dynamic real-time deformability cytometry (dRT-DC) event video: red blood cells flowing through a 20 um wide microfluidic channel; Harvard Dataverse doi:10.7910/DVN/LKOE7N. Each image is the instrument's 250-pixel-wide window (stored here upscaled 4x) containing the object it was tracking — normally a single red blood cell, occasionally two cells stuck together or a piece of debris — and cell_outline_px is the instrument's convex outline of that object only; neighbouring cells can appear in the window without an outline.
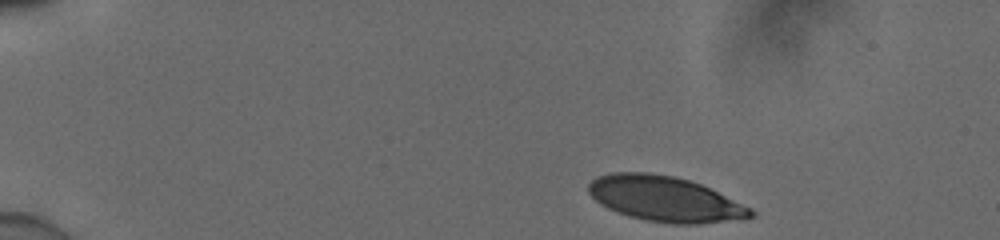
{"species": "human", "species_latin": "Homo sapiens", "temperature_condition": "cold", "stored_images_in_passage": 41, "camera_frame_rate_fps": 3000, "um_per_image_px": 0.085, "donor": {"sex": "male"}, "frame": {"image": 1, "passage_image": 1, "time_ms": 0.0, "image_size_px": [1000, 240], "cell_outline_px": [[756, 216], [696, 224], [672, 224], [648, 220], [628, 216], [616, 212], [600, 204], [588, 192], [588, 184], [596, 176], [612, 172], [648, 172], [676, 176], [700, 184], [752, 208], [756, 212]], "centroid_in_image_um": [56.48, 16.89], "position_along_channel_um": 28.5, "area_um2": 42.6}}
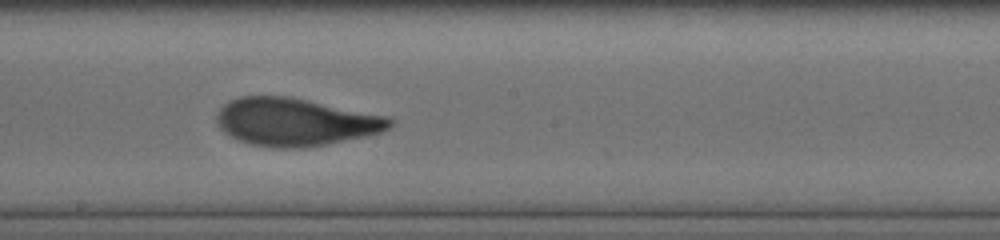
{"frame": {"image": 2, "passage_image": 24, "time_ms": 7.667, "image_size_px": [1000, 240], "cell_outline_px": [[396, 124], [380, 132], [364, 136], [328, 144], [300, 148], [276, 148], [248, 144], [236, 140], [224, 132], [216, 124], [216, 116], [220, 108], [228, 100], [240, 96], [288, 96], [392, 116], [396, 120]], "centroid_in_image_um": [25.12, 10.36], "position_along_channel_um": 223.1, "area_um2": 48.84}}
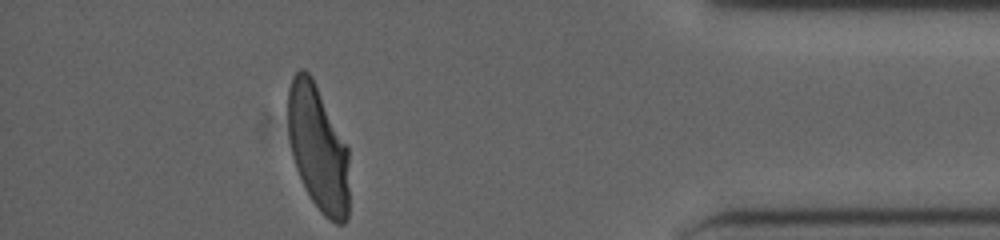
{"frame": {"image": 3, "passage_image": 41, "time_ms": 13.333, "image_size_px": [1000, 240], "cell_outline_px": [[348, 220], [344, 224], [336, 224], [324, 216], [320, 212], [312, 200], [296, 168], [292, 156], [288, 132], [288, 88], [292, 76], [300, 68], [304, 68], [312, 76], [348, 148]], "centroid_in_image_um": [27.03, 12.58], "position_along_channel_um": 408.2, "area_um2": 44.85}, "authors_computed_cell_mechanics": {"area_um2": 46.9336, "velocity_mm_per_s": 3.884, "shape_relaxation_time_tau1_ms": 3.8663, "shape_relaxation_time_tau2_ms": 0.7159, "deformation_change_tau1": 0.1792, "deformation_change_tau2": 0.0651}}